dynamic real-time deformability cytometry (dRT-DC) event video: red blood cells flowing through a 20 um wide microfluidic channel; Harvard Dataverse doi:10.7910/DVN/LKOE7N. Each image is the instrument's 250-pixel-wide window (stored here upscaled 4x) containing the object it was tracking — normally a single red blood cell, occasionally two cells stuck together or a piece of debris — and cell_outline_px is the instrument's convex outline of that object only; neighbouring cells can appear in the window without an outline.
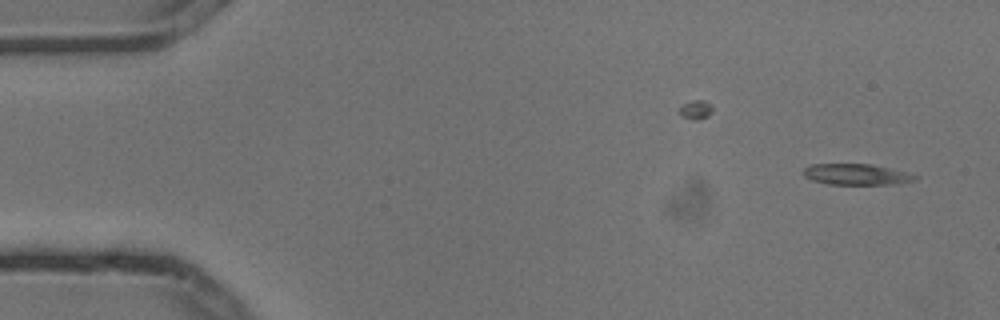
{"species": "common noctule bat (a hibernating species)", "species_latin": "Nyctalus noctula", "temperature_condition": "cold", "stored_images_in_passage": 3, "camera_frame_rate_fps": 3000, "um_per_image_px": 0.085, "animal": {"sex": "male", "body_mass_g": 13.3}, "frame": {"image": 1, "passage_image": 3, "time_ms": 0.667, "image_size_px": [1000, 320], "cell_outline_px": [[920, 176], [916, 180], [900, 184], [828, 184], [812, 180], [804, 176], [804, 168], [812, 164], [872, 164]], "centroid_in_image_um": [72.81, 14.83], "position_along_channel_um": 12.2, "area_um2": 13.58}}